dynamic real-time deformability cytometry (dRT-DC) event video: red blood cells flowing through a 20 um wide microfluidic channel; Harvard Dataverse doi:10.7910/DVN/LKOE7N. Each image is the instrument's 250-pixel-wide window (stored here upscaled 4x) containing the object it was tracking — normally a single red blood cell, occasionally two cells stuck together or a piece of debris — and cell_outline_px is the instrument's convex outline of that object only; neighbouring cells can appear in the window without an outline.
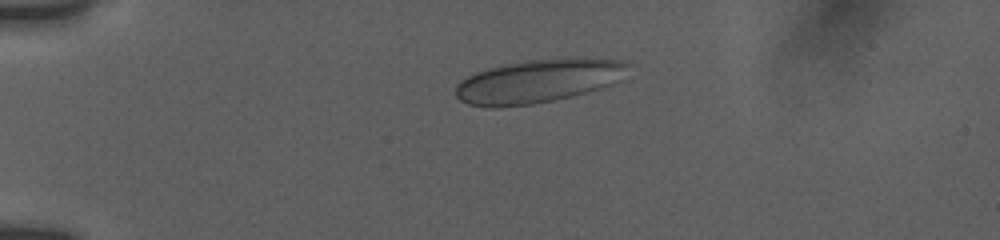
{"species": "human", "species_latin": "Homo sapiens", "temperature_condition": "room temperature", "stored_images_in_passage": 5, "camera_frame_rate_fps": 3000, "um_per_image_px": 0.085, "donor": {"sex": "female"}, "frame": {"image": 1, "passage_image": 1, "time_ms": 0.0, "image_size_px": [1000, 240], "cell_outline_px": [[632, 64], [620, 80], [612, 84], [600, 88], [572, 96], [532, 104], [500, 108], [488, 108], [468, 104], [460, 100], [456, 96], [456, 84], [460, 80], [476, 72], [488, 68], [524, 60], [568, 56], [580, 56], [632, 60]], "centroid_in_image_um": [45.83, 6.85], "position_along_channel_um": 39.2, "area_um2": 44.91}}